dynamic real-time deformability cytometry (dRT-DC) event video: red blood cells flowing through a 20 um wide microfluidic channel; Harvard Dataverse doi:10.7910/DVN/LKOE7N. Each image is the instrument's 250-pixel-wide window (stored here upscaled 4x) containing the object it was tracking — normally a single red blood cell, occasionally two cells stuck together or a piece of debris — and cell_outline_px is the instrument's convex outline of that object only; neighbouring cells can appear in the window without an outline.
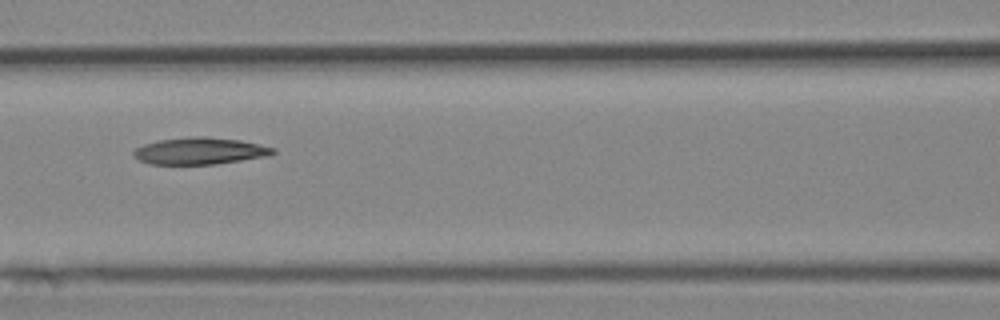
{"species": "Egyptian fruit bat (a non-hibernating species)", "species_latin": "Rousettus aegyptiacus", "temperature_condition": "cold", "stored_images_in_passage": 8, "camera_frame_rate_fps": 3000, "um_per_image_px": 0.085, "animal": {"sex": "female"}, "frame": {"image": 1, "passage_image": 6, "time_ms": 6.0, "image_size_px": [1000, 320], "cell_outline_px": [[276, 152], [268, 156], [216, 164], [148, 164], [132, 156], [132, 152], [136, 148], [144, 144], [160, 140], [196, 136], [204, 136], [240, 140], [260, 144], [276, 148]], "centroid_in_image_um": [17.0, 12.83], "position_along_channel_um": 149.6, "area_um2": 21.85}}